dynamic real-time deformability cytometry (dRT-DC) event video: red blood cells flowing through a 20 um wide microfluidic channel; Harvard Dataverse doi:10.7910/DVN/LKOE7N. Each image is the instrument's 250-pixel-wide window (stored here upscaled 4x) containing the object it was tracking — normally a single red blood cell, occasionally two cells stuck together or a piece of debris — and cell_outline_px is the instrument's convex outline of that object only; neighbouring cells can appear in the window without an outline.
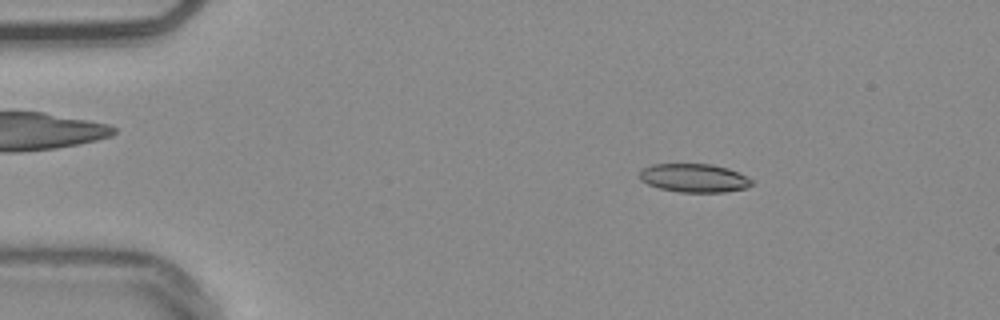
{"species": "common noctule bat (a hibernating species)", "species_latin": "Nyctalus noctula", "temperature_condition": "warm", "stored_images_in_passage": 46, "camera_frame_rate_fps": 3000, "um_per_image_px": 0.085, "animal": {"sex": "male", "body_mass_g": 20.4}, "frame": {"image": 1, "passage_image": 1, "time_ms": 0.0, "image_size_px": [1000, 320], "cell_outline_px": [[756, 180], [748, 188], [724, 192], [676, 192], [660, 188], [648, 184], [640, 180], [640, 172], [644, 168], [652, 164], [712, 164], [728, 168], [740, 172]], "centroid_in_image_um": [59.07, 15.13], "position_along_channel_um": 25.9, "area_um2": 18.9}}
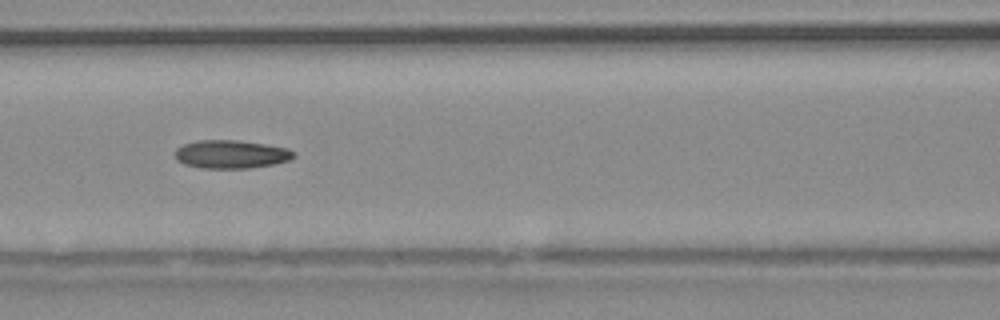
{"frame": {"image": 2, "passage_image": 16, "time_ms": 5.0, "image_size_px": [1000, 320], "cell_outline_px": [[296, 156], [288, 160], [272, 164], [248, 168], [200, 168], [184, 164], [176, 160], [176, 148], [184, 144], [196, 140], [236, 140], [264, 144], [288, 148], [296, 152]], "centroid_in_image_um": [19.63, 13.11], "position_along_channel_um": 147.0, "area_um2": 19.54}}
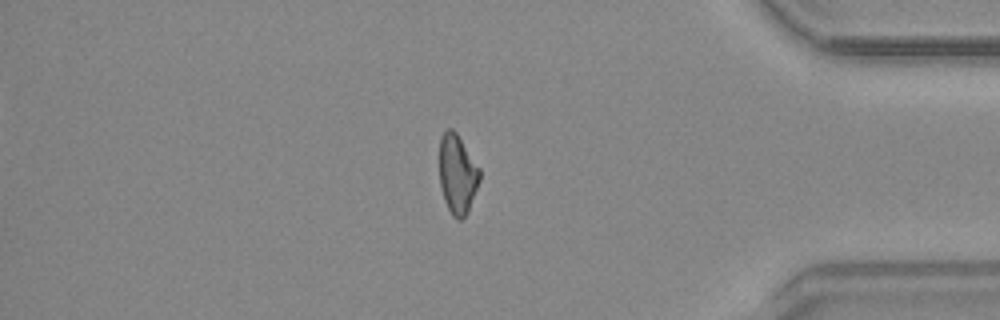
{"frame": {"image": 3, "passage_image": 38, "time_ms": 12.333, "image_size_px": [1000, 320], "cell_outline_px": [[480, 180], [468, 212], [460, 220], [456, 220], [452, 216], [444, 200], [440, 188], [440, 136], [448, 128], [452, 128], [456, 132], [480, 168]], "centroid_in_image_um": [38.88, 14.81], "position_along_channel_um": 396.3, "area_um2": 18.67}, "authors_computed_cell_mechanics": {"area_um2": 19.074, "velocity_mm_per_s": 3.8001, "shape_relaxation_time_tau1_ms": null, "shape_relaxation_time_tau2_ms": 6.6021, "deformation_change_tau1": null, "deformation_change_tau2": 0.167}}